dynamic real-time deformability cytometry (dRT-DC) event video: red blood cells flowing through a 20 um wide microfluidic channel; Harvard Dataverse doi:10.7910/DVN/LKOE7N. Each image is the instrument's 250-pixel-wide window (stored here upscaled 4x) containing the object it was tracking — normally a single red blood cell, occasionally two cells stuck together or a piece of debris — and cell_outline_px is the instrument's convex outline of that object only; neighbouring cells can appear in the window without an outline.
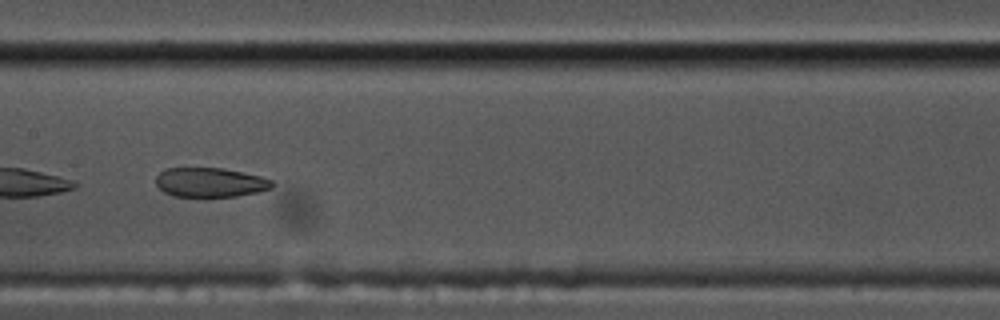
{"species": "common noctule bat (a hibernating species)", "species_latin": "Nyctalus noctula", "temperature_condition": "cold", "stored_images_in_passage": 22, "camera_frame_rate_fps": 3000, "um_per_image_px": 0.085, "animal": {"sex": "male", "body_mass_g": 17.5, "forearm_length_mm": 52.3}, "frame": {"image": 1, "passage_image": 19, "time_ms": 6.0, "image_size_px": [1000, 320], "cell_outline_px": [[272, 188], [256, 192], [236, 196], [172, 196], [164, 192], [156, 184], [156, 176], [164, 168], [224, 168], [260, 176], [272, 180]], "centroid_in_image_um": [17.83, 15.49], "position_along_channel_um": 189.6, "area_um2": 19.77}}